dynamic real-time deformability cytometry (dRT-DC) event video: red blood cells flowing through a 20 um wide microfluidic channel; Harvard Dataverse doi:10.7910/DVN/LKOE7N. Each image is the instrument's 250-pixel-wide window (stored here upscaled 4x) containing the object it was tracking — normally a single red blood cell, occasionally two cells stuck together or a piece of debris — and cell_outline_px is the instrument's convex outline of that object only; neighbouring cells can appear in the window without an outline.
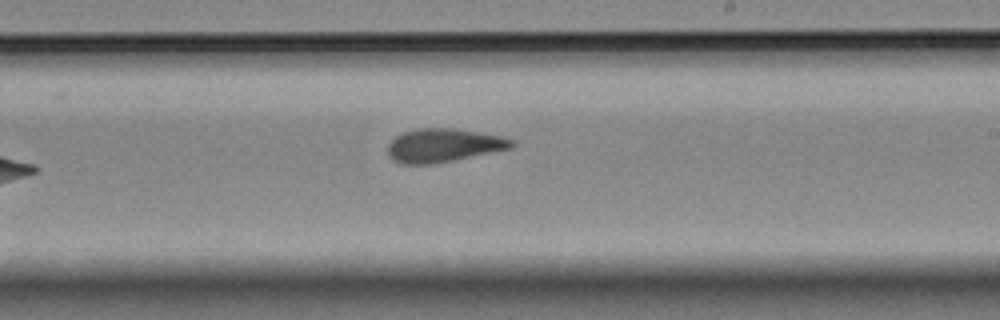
{"species": "Egyptian fruit bat (a non-hibernating species)", "species_latin": "Rousettus aegyptiacus", "temperature_condition": "room temperature", "stored_images_in_passage": 9, "camera_frame_rate_fps": 3000, "um_per_image_px": 0.085, "animal": {"sex": "female"}, "frame": {"image": 1, "passage_image": 9, "time_ms": 2.667, "image_size_px": [1000, 320], "cell_outline_px": [[516, 144], [512, 148], [432, 164], [400, 164], [392, 160], [388, 156], [388, 144], [396, 136], [404, 132], [416, 128], [452, 128], [480, 132], [504, 136], [512, 140]], "centroid_in_image_um": [37.68, 12.35], "position_along_channel_um": 251.3, "area_um2": 24.22}}